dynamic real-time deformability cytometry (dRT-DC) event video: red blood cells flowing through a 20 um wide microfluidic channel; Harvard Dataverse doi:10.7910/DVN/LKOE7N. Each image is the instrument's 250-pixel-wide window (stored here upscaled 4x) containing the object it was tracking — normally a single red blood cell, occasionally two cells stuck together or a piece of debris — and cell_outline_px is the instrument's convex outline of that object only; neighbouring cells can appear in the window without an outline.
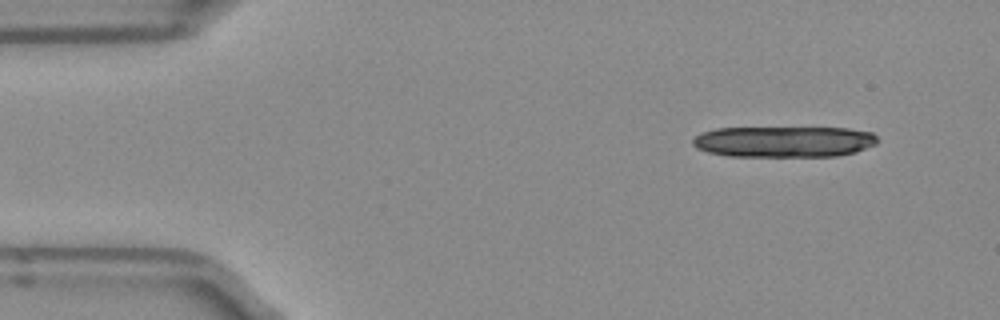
{"species": "Egyptian fruit bat (a non-hibernating species)", "species_latin": "Rousettus aegyptiacus", "temperature_condition": "room temperature", "stored_images_in_passage": 13, "camera_frame_rate_fps": 3000, "um_per_image_px": 0.085, "frame": {"image": 1, "passage_image": 1, "time_ms": 0.0, "image_size_px": [1000, 320], "cell_outline_px": [[880, 140], [876, 144], [856, 152], [836, 156], [728, 156], [708, 152], [696, 148], [692, 144], [692, 140], [696, 136], [704, 132], [716, 128], [848, 128], [872, 132]], "centroid_in_image_um": [66.66, 12.04], "position_along_channel_um": 18.3, "area_um2": 33.47}}